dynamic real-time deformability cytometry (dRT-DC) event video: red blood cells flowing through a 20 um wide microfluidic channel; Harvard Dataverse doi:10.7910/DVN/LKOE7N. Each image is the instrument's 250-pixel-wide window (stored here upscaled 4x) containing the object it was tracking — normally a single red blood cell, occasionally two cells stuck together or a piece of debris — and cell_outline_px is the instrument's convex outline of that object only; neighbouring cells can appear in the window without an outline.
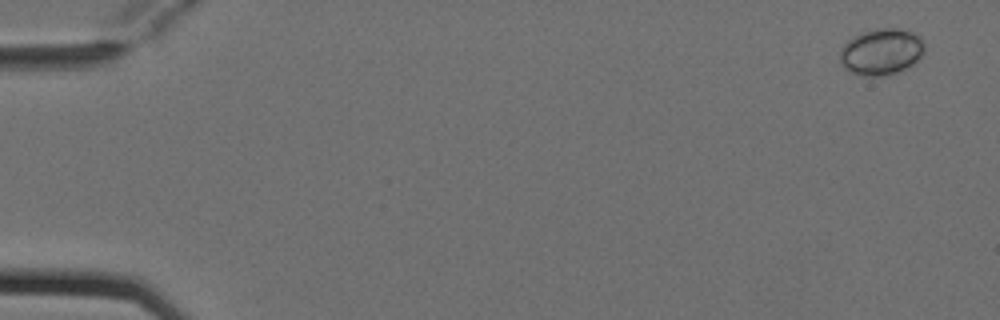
{"species": "Egyptian fruit bat (a non-hibernating species)", "species_latin": "Rousettus aegyptiacus", "temperature_condition": "cold", "stored_images_in_passage": 6, "camera_frame_rate_fps": 3000, "um_per_image_px": 0.085, "animal": {"sex": "female"}, "frame": {"image": 1, "passage_image": 1, "time_ms": 0.0, "image_size_px": [1000, 320], "cell_outline_px": [[924, 52], [912, 64], [896, 72], [880, 76], [860, 76], [848, 72], [840, 64], [840, 48], [852, 36], [860, 32], [876, 28], [900, 28], [912, 32], [920, 36], [924, 44]], "centroid_in_image_um": [74.86, 4.39], "position_along_channel_um": 10.1, "area_um2": 23.12}}
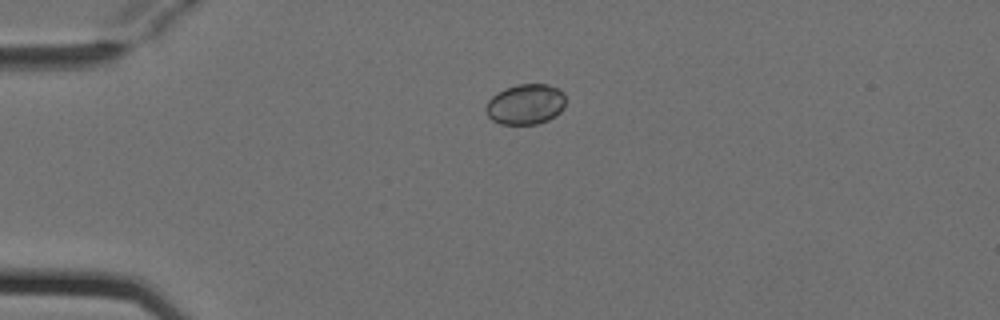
{"frame": {"image": 2, "passage_image": 4, "time_ms": 1.0, "image_size_px": [1000, 320], "cell_outline_px": [[564, 108], [556, 116], [548, 120], [536, 124], [500, 124], [492, 120], [488, 116], [484, 108], [488, 100], [492, 96], [504, 88], [516, 84], [548, 84], [564, 92]], "centroid_in_image_um": [44.65, 8.86], "position_along_channel_um": 40.3, "area_um2": 18.96}}
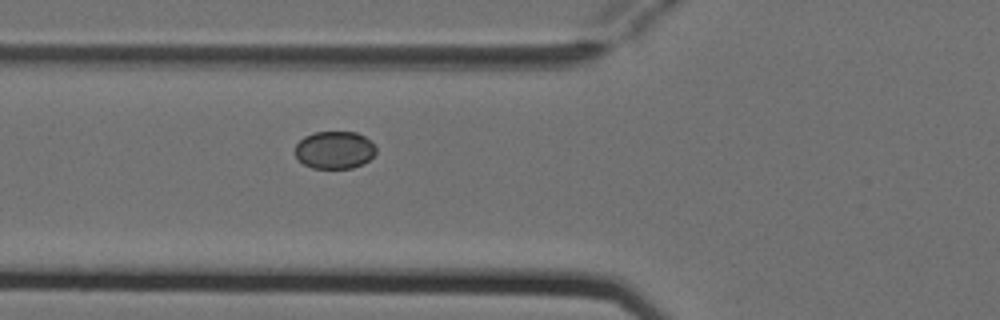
{"frame": {"image": 3, "passage_image": 6, "time_ms": 1.667, "image_size_px": [1000, 320], "cell_outline_px": [[376, 152], [364, 164], [352, 168], [312, 168], [304, 164], [296, 156], [296, 144], [304, 136], [312, 132], [356, 132], [364, 136], [376, 148]], "centroid_in_image_um": [28.43, 12.75], "position_along_channel_um": 97.4, "area_um2": 17.63}}